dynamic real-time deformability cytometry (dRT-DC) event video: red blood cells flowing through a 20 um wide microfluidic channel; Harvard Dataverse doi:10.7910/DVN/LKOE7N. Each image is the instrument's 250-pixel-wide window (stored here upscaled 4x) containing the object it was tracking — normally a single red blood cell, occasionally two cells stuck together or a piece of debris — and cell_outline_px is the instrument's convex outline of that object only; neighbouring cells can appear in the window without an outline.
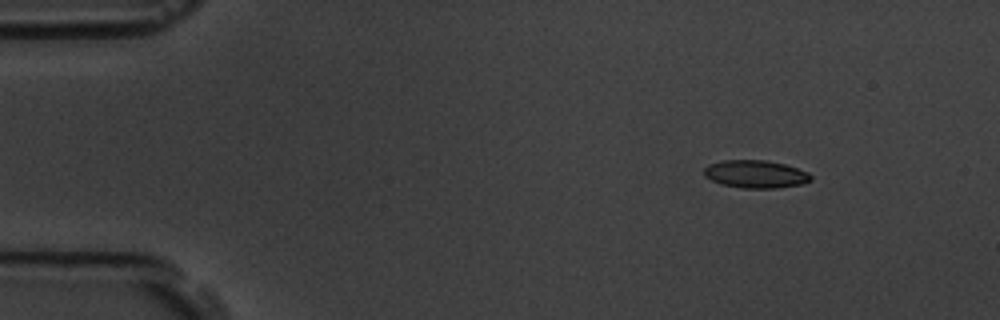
{"species": "common noctule bat (a hibernating species)", "species_latin": "Nyctalus noctula", "temperature_condition": "room temperature", "stored_images_in_passage": 5, "camera_frame_rate_fps": 3000, "um_per_image_px": 0.085, "animal": {"sex": "male", "body_mass_g": 19.5, "forearm_length_mm": 54.6}, "frame": {"image": 1, "passage_image": 2, "time_ms": 2.0, "image_size_px": [1000, 320], "cell_outline_px": [[812, 180], [800, 184], [776, 188], [744, 188], [720, 184], [704, 176], [704, 168], [708, 164], [724, 160], [764, 160], [784, 164], [808, 172], [812, 176]], "centroid_in_image_um": [64.2, 14.8], "position_along_channel_um": 20.8, "area_um2": 17.22}}
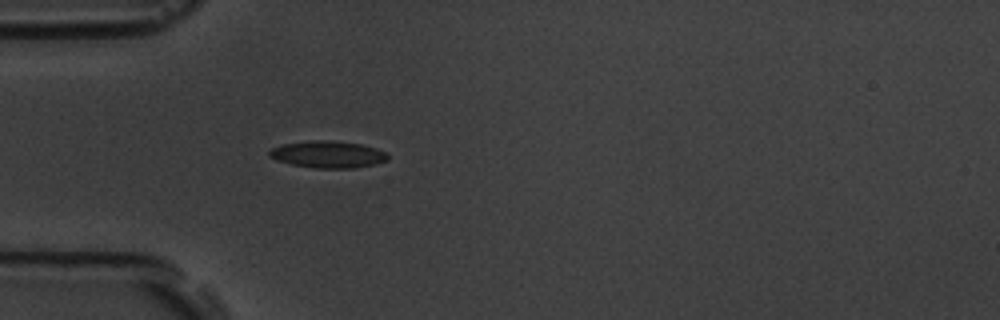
{"frame": {"image": 2, "passage_image": 5, "time_ms": 5.333, "image_size_px": [1000, 320], "cell_outline_px": [[388, 160], [372, 164], [352, 168], [316, 168], [292, 164], [276, 160], [268, 156], [268, 152], [272, 148], [284, 144], [312, 140], [332, 140], [360, 144], [376, 148], [384, 152], [388, 156]], "centroid_in_image_um": [27.84, 13.12], "position_along_channel_um": 57.2, "area_um2": 18.38}}